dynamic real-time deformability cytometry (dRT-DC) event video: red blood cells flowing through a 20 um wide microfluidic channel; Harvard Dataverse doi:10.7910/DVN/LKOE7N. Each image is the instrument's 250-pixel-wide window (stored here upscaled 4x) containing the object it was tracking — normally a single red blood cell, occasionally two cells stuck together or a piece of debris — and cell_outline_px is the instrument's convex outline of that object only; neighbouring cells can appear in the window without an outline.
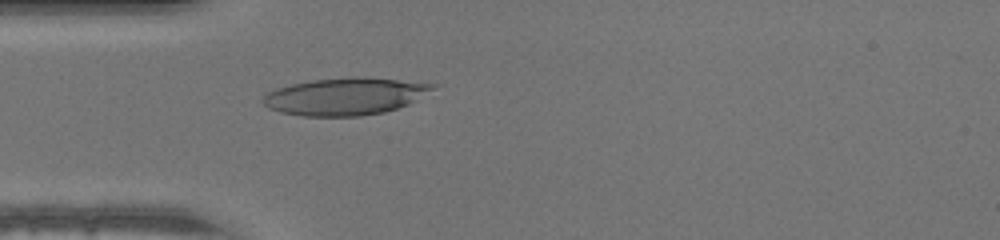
{"species": "human", "species_latin": "Homo sapiens", "temperature_condition": "warm", "stored_images_in_passage": 35, "camera_frame_rate_fps": 3000, "um_per_image_px": 0.085, "donor": {"sex": "male"}, "frame": {"image": 1, "passage_image": 1, "time_ms": 0.0, "image_size_px": [1000, 240], "cell_outline_px": [[440, 84], [416, 100], [408, 104], [384, 112], [360, 116], [300, 116], [280, 112], [268, 108], [260, 100], [268, 92], [276, 88], [292, 84], [312, 80], [352, 76], [356, 76]], "centroid_in_image_um": [29.31, 8.19], "position_along_channel_um": 55.7, "area_um2": 36.82}}
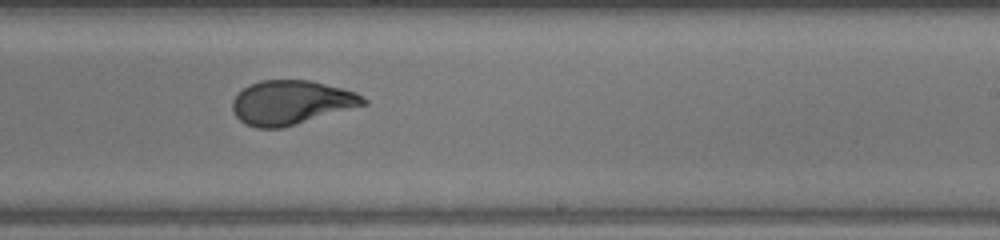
{"frame": {"image": 2, "passage_image": 16, "time_ms": 5.0, "image_size_px": [1000, 240], "cell_outline_px": [[368, 104], [296, 124], [280, 128], [256, 128], [244, 124], [232, 112], [232, 100], [248, 84], [260, 80], [312, 80], [356, 92], [368, 100]], "centroid_in_image_um": [24.74, 8.71], "position_along_channel_um": 264.3, "area_um2": 33.76}}
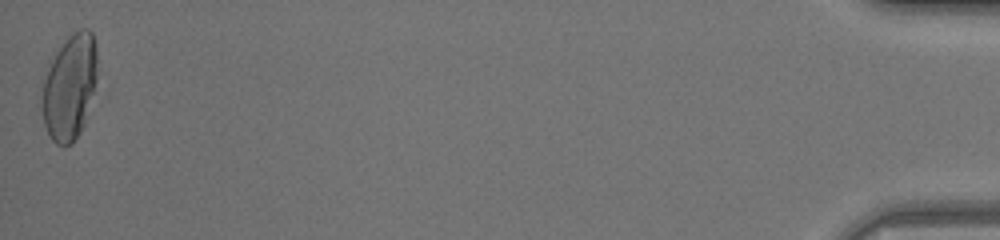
{"frame": {"image": 3, "passage_image": 35, "time_ms": 11.333, "image_size_px": [1000, 240], "cell_outline_px": [[96, 80], [84, 124], [80, 132], [72, 144], [64, 148], [56, 144], [52, 140], [44, 124], [40, 108], [40, 96], [44, 80], [48, 68], [56, 52], [68, 36], [72, 32], [80, 28], [88, 28], [92, 32], [96, 48]], "centroid_in_image_um": [5.89, 7.43], "position_along_channel_um": 429.3, "area_um2": 34.16}}